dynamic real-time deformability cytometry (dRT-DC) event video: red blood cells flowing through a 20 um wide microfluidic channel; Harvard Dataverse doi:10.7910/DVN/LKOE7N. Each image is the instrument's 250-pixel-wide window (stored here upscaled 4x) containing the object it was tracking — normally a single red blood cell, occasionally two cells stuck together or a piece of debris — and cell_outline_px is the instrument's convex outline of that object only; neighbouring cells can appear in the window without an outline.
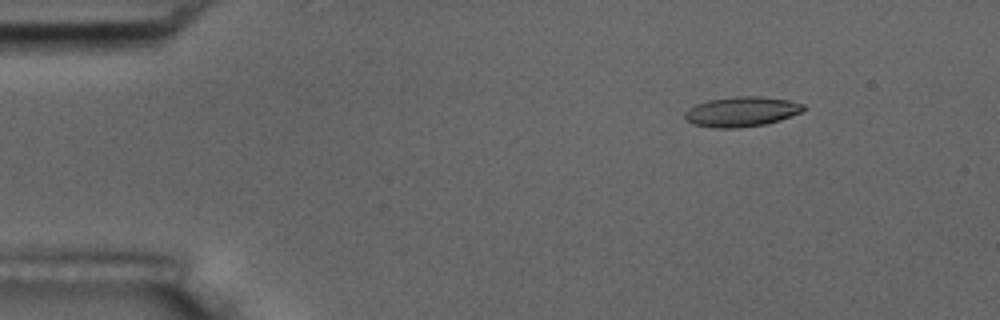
{"species": "common noctule bat (a hibernating species)", "species_latin": "Nyctalus noctula", "temperature_condition": "room temperature", "stored_images_in_passage": 7, "camera_frame_rate_fps": 3000, "um_per_image_px": 0.085, "animal": {"sex": "male", "body_mass_g": 17.5, "forearm_length_mm": 52.3}, "frame": {"image": 1, "passage_image": 3, "time_ms": 2.0, "image_size_px": [1000, 320], "cell_outline_px": [[804, 108], [800, 112], [780, 120], [764, 124], [736, 128], [712, 128], [692, 124], [684, 120], [684, 112], [688, 108], [696, 104], [708, 100], [736, 96], [760, 96], [788, 100], [804, 104]], "centroid_in_image_um": [62.96, 9.49], "position_along_channel_um": 22.0, "area_um2": 20.75}}
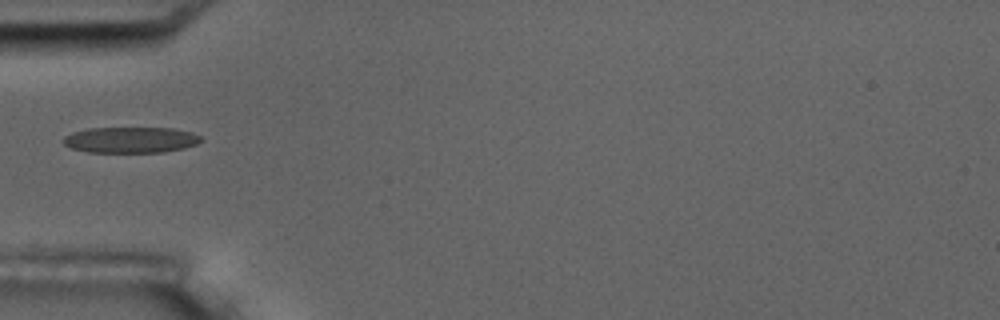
{"frame": {"image": 2, "passage_image": 6, "time_ms": 5.667, "image_size_px": [1000, 320], "cell_outline_px": [[200, 140], [196, 144], [184, 148], [164, 152], [88, 152], [72, 148], [64, 144], [60, 140], [64, 136], [72, 132], [88, 128], [172, 128], [192, 132], [200, 136]], "centroid_in_image_um": [11.06, 11.89], "position_along_channel_um": 73.9, "area_um2": 20.81}}